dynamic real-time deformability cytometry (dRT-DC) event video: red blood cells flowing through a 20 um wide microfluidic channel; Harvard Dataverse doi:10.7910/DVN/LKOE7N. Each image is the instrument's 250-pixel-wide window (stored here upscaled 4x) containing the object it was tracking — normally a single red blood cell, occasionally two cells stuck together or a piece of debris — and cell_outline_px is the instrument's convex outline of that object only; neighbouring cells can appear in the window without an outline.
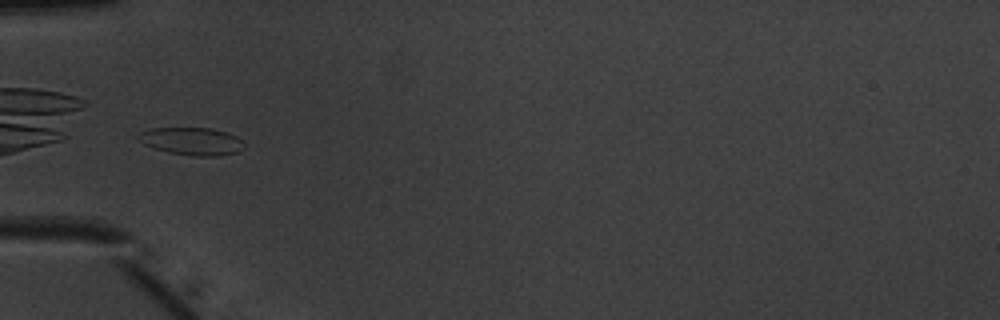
{"species": "common noctule bat (a hibernating species)", "species_latin": "Nyctalus noctula", "temperature_condition": "warm", "stored_images_in_passage": 35, "camera_frame_rate_fps": 3000, "um_per_image_px": 0.085, "animal": {"sex": "male", "body_mass_g": 20.1, "forearm_length_mm": 53.5}, "frame": {"image": 1, "passage_image": 1, "time_ms": 0.0, "image_size_px": [1000, 320], "cell_outline_px": [[244, 148], [236, 152], [220, 156], [192, 156], [168, 152], [144, 144], [136, 136], [140, 132], [152, 128], [212, 128], [236, 136], [240, 140]], "centroid_in_image_um": [16.29, 12.01], "position_along_channel_um": 68.7, "area_um2": 16.82}}
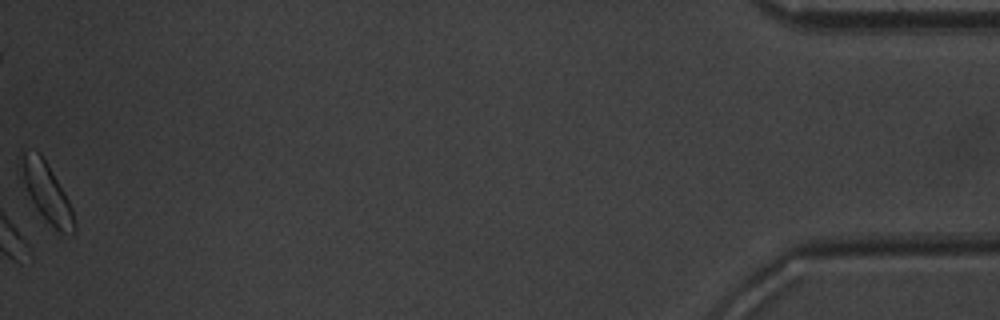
{"frame": {"image": 2, "passage_image": 35, "time_ms": 11.333, "image_size_px": [1000, 320], "cell_outline_px": [[76, 232], [72, 236], [56, 236], [36, 208], [16, 168], [24, 152], [40, 152], [48, 164], [64, 192], [72, 208], [76, 224]], "centroid_in_image_um": [3.99, 16.48], "position_along_channel_um": 431.2, "area_um2": 18.96}, "authors_computed_cell_mechanics": {"area_um2": 16.6464, "velocity_mm_per_s": 3.989, "shape_relaxation_time_tau1_ms": 1.7509, "shape_relaxation_time_tau2_ms": 2.3086, "deformation_change_tau1": 0.0781, "deformation_change_tau2": 0.0669}}